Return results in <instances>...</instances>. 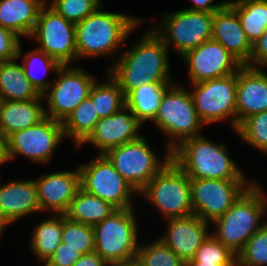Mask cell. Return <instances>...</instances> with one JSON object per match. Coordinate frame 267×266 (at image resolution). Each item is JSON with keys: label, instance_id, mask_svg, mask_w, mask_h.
Masks as SVG:
<instances>
[{"label": "cell", "instance_id": "1", "mask_svg": "<svg viewBox=\"0 0 267 266\" xmlns=\"http://www.w3.org/2000/svg\"><path fill=\"white\" fill-rule=\"evenodd\" d=\"M163 39L151 28L131 43L107 68L126 96L145 83L176 82L172 78L169 52Z\"/></svg>", "mask_w": 267, "mask_h": 266}, {"label": "cell", "instance_id": "2", "mask_svg": "<svg viewBox=\"0 0 267 266\" xmlns=\"http://www.w3.org/2000/svg\"><path fill=\"white\" fill-rule=\"evenodd\" d=\"M101 8L75 24L78 61L89 57H109L115 61L132 32L146 22L144 18Z\"/></svg>", "mask_w": 267, "mask_h": 266}, {"label": "cell", "instance_id": "3", "mask_svg": "<svg viewBox=\"0 0 267 266\" xmlns=\"http://www.w3.org/2000/svg\"><path fill=\"white\" fill-rule=\"evenodd\" d=\"M223 142L205 135L186 139L171 151V160L189 179L251 180L229 155Z\"/></svg>", "mask_w": 267, "mask_h": 266}, {"label": "cell", "instance_id": "4", "mask_svg": "<svg viewBox=\"0 0 267 266\" xmlns=\"http://www.w3.org/2000/svg\"><path fill=\"white\" fill-rule=\"evenodd\" d=\"M262 188L255 180L223 216L211 223L215 228L211 234L236 256L267 222V194Z\"/></svg>", "mask_w": 267, "mask_h": 266}, {"label": "cell", "instance_id": "5", "mask_svg": "<svg viewBox=\"0 0 267 266\" xmlns=\"http://www.w3.org/2000/svg\"><path fill=\"white\" fill-rule=\"evenodd\" d=\"M166 136V147L172 151L186 139L202 135L200 120L188 88L172 83L162 96L158 113L152 121Z\"/></svg>", "mask_w": 267, "mask_h": 266}, {"label": "cell", "instance_id": "6", "mask_svg": "<svg viewBox=\"0 0 267 266\" xmlns=\"http://www.w3.org/2000/svg\"><path fill=\"white\" fill-rule=\"evenodd\" d=\"M134 211V208L116 209L102 222L92 226L95 252L109 265L129 261L137 256L141 241L137 212Z\"/></svg>", "mask_w": 267, "mask_h": 266}, {"label": "cell", "instance_id": "7", "mask_svg": "<svg viewBox=\"0 0 267 266\" xmlns=\"http://www.w3.org/2000/svg\"><path fill=\"white\" fill-rule=\"evenodd\" d=\"M140 196L165 220L193 214L190 179L172 160L146 184Z\"/></svg>", "mask_w": 267, "mask_h": 266}, {"label": "cell", "instance_id": "8", "mask_svg": "<svg viewBox=\"0 0 267 266\" xmlns=\"http://www.w3.org/2000/svg\"><path fill=\"white\" fill-rule=\"evenodd\" d=\"M143 135L139 139L109 149L104 155L118 173L139 193L171 161V151L164 147L160 156ZM159 155V156H158Z\"/></svg>", "mask_w": 267, "mask_h": 266}, {"label": "cell", "instance_id": "9", "mask_svg": "<svg viewBox=\"0 0 267 266\" xmlns=\"http://www.w3.org/2000/svg\"><path fill=\"white\" fill-rule=\"evenodd\" d=\"M159 16L152 29L180 57L212 39L213 13L181 9Z\"/></svg>", "mask_w": 267, "mask_h": 266}, {"label": "cell", "instance_id": "10", "mask_svg": "<svg viewBox=\"0 0 267 266\" xmlns=\"http://www.w3.org/2000/svg\"><path fill=\"white\" fill-rule=\"evenodd\" d=\"M236 84L237 73L190 84L192 90L189 92L196 112L205 126L228 120L232 130L236 131Z\"/></svg>", "mask_w": 267, "mask_h": 266}, {"label": "cell", "instance_id": "11", "mask_svg": "<svg viewBox=\"0 0 267 266\" xmlns=\"http://www.w3.org/2000/svg\"><path fill=\"white\" fill-rule=\"evenodd\" d=\"M80 164L78 168L81 189L109 202L116 209L134 208L133 200L138 193L104 154H96L90 162Z\"/></svg>", "mask_w": 267, "mask_h": 266}, {"label": "cell", "instance_id": "12", "mask_svg": "<svg viewBox=\"0 0 267 266\" xmlns=\"http://www.w3.org/2000/svg\"><path fill=\"white\" fill-rule=\"evenodd\" d=\"M55 77L57 78L43 94L46 101L45 115L63 122L89 96L97 78L78 65H62Z\"/></svg>", "mask_w": 267, "mask_h": 266}, {"label": "cell", "instance_id": "13", "mask_svg": "<svg viewBox=\"0 0 267 266\" xmlns=\"http://www.w3.org/2000/svg\"><path fill=\"white\" fill-rule=\"evenodd\" d=\"M64 139L66 138L62 122L45 116L37 124L7 137L10 162L18 156H23L32 161L31 163L44 166L52 160L55 150Z\"/></svg>", "mask_w": 267, "mask_h": 266}, {"label": "cell", "instance_id": "14", "mask_svg": "<svg viewBox=\"0 0 267 266\" xmlns=\"http://www.w3.org/2000/svg\"><path fill=\"white\" fill-rule=\"evenodd\" d=\"M29 39L35 40L36 48L61 65H72L73 62H77L75 24L57 14L48 5L40 9Z\"/></svg>", "mask_w": 267, "mask_h": 266}, {"label": "cell", "instance_id": "15", "mask_svg": "<svg viewBox=\"0 0 267 266\" xmlns=\"http://www.w3.org/2000/svg\"><path fill=\"white\" fill-rule=\"evenodd\" d=\"M254 180L190 179L193 214L212 223L223 216Z\"/></svg>", "mask_w": 267, "mask_h": 266}, {"label": "cell", "instance_id": "16", "mask_svg": "<svg viewBox=\"0 0 267 266\" xmlns=\"http://www.w3.org/2000/svg\"><path fill=\"white\" fill-rule=\"evenodd\" d=\"M191 84L237 73L242 64L219 42L208 40L180 57Z\"/></svg>", "mask_w": 267, "mask_h": 266}, {"label": "cell", "instance_id": "17", "mask_svg": "<svg viewBox=\"0 0 267 266\" xmlns=\"http://www.w3.org/2000/svg\"><path fill=\"white\" fill-rule=\"evenodd\" d=\"M143 124L125 105L117 113L100 119L90 136L77 148L91 144L98 154H105L109 149L139 139Z\"/></svg>", "mask_w": 267, "mask_h": 266}, {"label": "cell", "instance_id": "18", "mask_svg": "<svg viewBox=\"0 0 267 266\" xmlns=\"http://www.w3.org/2000/svg\"><path fill=\"white\" fill-rule=\"evenodd\" d=\"M41 212L65 214L80 188V170L51 172L35 178Z\"/></svg>", "mask_w": 267, "mask_h": 266}, {"label": "cell", "instance_id": "19", "mask_svg": "<svg viewBox=\"0 0 267 266\" xmlns=\"http://www.w3.org/2000/svg\"><path fill=\"white\" fill-rule=\"evenodd\" d=\"M166 225L158 238L185 263L194 257L212 228L211 223L194 214L167 219Z\"/></svg>", "mask_w": 267, "mask_h": 266}, {"label": "cell", "instance_id": "20", "mask_svg": "<svg viewBox=\"0 0 267 266\" xmlns=\"http://www.w3.org/2000/svg\"><path fill=\"white\" fill-rule=\"evenodd\" d=\"M265 70L242 65L237 71V127L250 115L267 111V73Z\"/></svg>", "mask_w": 267, "mask_h": 266}, {"label": "cell", "instance_id": "21", "mask_svg": "<svg viewBox=\"0 0 267 266\" xmlns=\"http://www.w3.org/2000/svg\"><path fill=\"white\" fill-rule=\"evenodd\" d=\"M39 212L35 179L10 180L0 187V220L7 226Z\"/></svg>", "mask_w": 267, "mask_h": 266}, {"label": "cell", "instance_id": "22", "mask_svg": "<svg viewBox=\"0 0 267 266\" xmlns=\"http://www.w3.org/2000/svg\"><path fill=\"white\" fill-rule=\"evenodd\" d=\"M212 40L221 43L242 65L249 62L252 44L227 3L213 13Z\"/></svg>", "mask_w": 267, "mask_h": 266}, {"label": "cell", "instance_id": "23", "mask_svg": "<svg viewBox=\"0 0 267 266\" xmlns=\"http://www.w3.org/2000/svg\"><path fill=\"white\" fill-rule=\"evenodd\" d=\"M44 98L28 101L0 100V132L8 137L40 122L45 115Z\"/></svg>", "mask_w": 267, "mask_h": 266}, {"label": "cell", "instance_id": "24", "mask_svg": "<svg viewBox=\"0 0 267 266\" xmlns=\"http://www.w3.org/2000/svg\"><path fill=\"white\" fill-rule=\"evenodd\" d=\"M43 6L42 0H0V26L29 38Z\"/></svg>", "mask_w": 267, "mask_h": 266}, {"label": "cell", "instance_id": "25", "mask_svg": "<svg viewBox=\"0 0 267 266\" xmlns=\"http://www.w3.org/2000/svg\"><path fill=\"white\" fill-rule=\"evenodd\" d=\"M41 95L26 78L17 58L0 63V100L28 101Z\"/></svg>", "mask_w": 267, "mask_h": 266}, {"label": "cell", "instance_id": "26", "mask_svg": "<svg viewBox=\"0 0 267 266\" xmlns=\"http://www.w3.org/2000/svg\"><path fill=\"white\" fill-rule=\"evenodd\" d=\"M172 83L142 84L125 96V105L142 124L152 122L158 113L163 94Z\"/></svg>", "mask_w": 267, "mask_h": 266}, {"label": "cell", "instance_id": "27", "mask_svg": "<svg viewBox=\"0 0 267 266\" xmlns=\"http://www.w3.org/2000/svg\"><path fill=\"white\" fill-rule=\"evenodd\" d=\"M21 42L19 43L17 50V59L21 61L26 78L36 89V91L43 95L52 84V81L45 78L49 73H57L62 66L57 60L47 55L44 51L38 48L31 49V51L24 52ZM22 58V59H21ZM40 74V75H39Z\"/></svg>", "mask_w": 267, "mask_h": 266}, {"label": "cell", "instance_id": "28", "mask_svg": "<svg viewBox=\"0 0 267 266\" xmlns=\"http://www.w3.org/2000/svg\"><path fill=\"white\" fill-rule=\"evenodd\" d=\"M32 230L29 245L32 255L44 264L61 243L63 231V214H49Z\"/></svg>", "mask_w": 267, "mask_h": 266}, {"label": "cell", "instance_id": "29", "mask_svg": "<svg viewBox=\"0 0 267 266\" xmlns=\"http://www.w3.org/2000/svg\"><path fill=\"white\" fill-rule=\"evenodd\" d=\"M115 210L109 202L79 188L65 216L70 220L93 226L102 222Z\"/></svg>", "mask_w": 267, "mask_h": 266}, {"label": "cell", "instance_id": "30", "mask_svg": "<svg viewBox=\"0 0 267 266\" xmlns=\"http://www.w3.org/2000/svg\"><path fill=\"white\" fill-rule=\"evenodd\" d=\"M253 44L267 30V0H227Z\"/></svg>", "mask_w": 267, "mask_h": 266}, {"label": "cell", "instance_id": "31", "mask_svg": "<svg viewBox=\"0 0 267 266\" xmlns=\"http://www.w3.org/2000/svg\"><path fill=\"white\" fill-rule=\"evenodd\" d=\"M100 120L89 97L85 98L62 122L65 138L78 148L93 132Z\"/></svg>", "mask_w": 267, "mask_h": 266}, {"label": "cell", "instance_id": "32", "mask_svg": "<svg viewBox=\"0 0 267 266\" xmlns=\"http://www.w3.org/2000/svg\"><path fill=\"white\" fill-rule=\"evenodd\" d=\"M106 79L96 80L89 98L100 119L117 113L125 106V96L119 84L106 72Z\"/></svg>", "mask_w": 267, "mask_h": 266}, {"label": "cell", "instance_id": "33", "mask_svg": "<svg viewBox=\"0 0 267 266\" xmlns=\"http://www.w3.org/2000/svg\"><path fill=\"white\" fill-rule=\"evenodd\" d=\"M236 135L252 148L267 154V111L245 118L237 127Z\"/></svg>", "mask_w": 267, "mask_h": 266}, {"label": "cell", "instance_id": "34", "mask_svg": "<svg viewBox=\"0 0 267 266\" xmlns=\"http://www.w3.org/2000/svg\"><path fill=\"white\" fill-rule=\"evenodd\" d=\"M136 258L142 266H186L159 238L147 244L139 243Z\"/></svg>", "mask_w": 267, "mask_h": 266}, {"label": "cell", "instance_id": "35", "mask_svg": "<svg viewBox=\"0 0 267 266\" xmlns=\"http://www.w3.org/2000/svg\"><path fill=\"white\" fill-rule=\"evenodd\" d=\"M62 242L66 246L77 249L82 254L95 252V237L93 227L70 220L63 214Z\"/></svg>", "mask_w": 267, "mask_h": 266}, {"label": "cell", "instance_id": "36", "mask_svg": "<svg viewBox=\"0 0 267 266\" xmlns=\"http://www.w3.org/2000/svg\"><path fill=\"white\" fill-rule=\"evenodd\" d=\"M237 266H267V222L250 237L237 255Z\"/></svg>", "mask_w": 267, "mask_h": 266}, {"label": "cell", "instance_id": "37", "mask_svg": "<svg viewBox=\"0 0 267 266\" xmlns=\"http://www.w3.org/2000/svg\"><path fill=\"white\" fill-rule=\"evenodd\" d=\"M103 0H52L48 6L66 20L76 24L94 13Z\"/></svg>", "mask_w": 267, "mask_h": 266}, {"label": "cell", "instance_id": "38", "mask_svg": "<svg viewBox=\"0 0 267 266\" xmlns=\"http://www.w3.org/2000/svg\"><path fill=\"white\" fill-rule=\"evenodd\" d=\"M187 262L237 263V256L210 234Z\"/></svg>", "mask_w": 267, "mask_h": 266}, {"label": "cell", "instance_id": "39", "mask_svg": "<svg viewBox=\"0 0 267 266\" xmlns=\"http://www.w3.org/2000/svg\"><path fill=\"white\" fill-rule=\"evenodd\" d=\"M83 254L77 249L70 246H66V243L59 244L55 252L49 257V259L43 264L44 266H73L74 263Z\"/></svg>", "mask_w": 267, "mask_h": 266}, {"label": "cell", "instance_id": "40", "mask_svg": "<svg viewBox=\"0 0 267 266\" xmlns=\"http://www.w3.org/2000/svg\"><path fill=\"white\" fill-rule=\"evenodd\" d=\"M21 38L11 30L0 26V63L17 57Z\"/></svg>", "mask_w": 267, "mask_h": 266}, {"label": "cell", "instance_id": "41", "mask_svg": "<svg viewBox=\"0 0 267 266\" xmlns=\"http://www.w3.org/2000/svg\"><path fill=\"white\" fill-rule=\"evenodd\" d=\"M246 65L267 69V30L252 44V52Z\"/></svg>", "mask_w": 267, "mask_h": 266}, {"label": "cell", "instance_id": "42", "mask_svg": "<svg viewBox=\"0 0 267 266\" xmlns=\"http://www.w3.org/2000/svg\"><path fill=\"white\" fill-rule=\"evenodd\" d=\"M214 0H191V6H187L184 9L192 10V11H204L209 13H214L221 9L226 3V1L221 2H213Z\"/></svg>", "mask_w": 267, "mask_h": 266}, {"label": "cell", "instance_id": "43", "mask_svg": "<svg viewBox=\"0 0 267 266\" xmlns=\"http://www.w3.org/2000/svg\"><path fill=\"white\" fill-rule=\"evenodd\" d=\"M73 266H110L97 252L83 254Z\"/></svg>", "mask_w": 267, "mask_h": 266}, {"label": "cell", "instance_id": "44", "mask_svg": "<svg viewBox=\"0 0 267 266\" xmlns=\"http://www.w3.org/2000/svg\"><path fill=\"white\" fill-rule=\"evenodd\" d=\"M9 161L7 137L0 132V165Z\"/></svg>", "mask_w": 267, "mask_h": 266}, {"label": "cell", "instance_id": "45", "mask_svg": "<svg viewBox=\"0 0 267 266\" xmlns=\"http://www.w3.org/2000/svg\"><path fill=\"white\" fill-rule=\"evenodd\" d=\"M186 266H237V263L186 262Z\"/></svg>", "mask_w": 267, "mask_h": 266}, {"label": "cell", "instance_id": "46", "mask_svg": "<svg viewBox=\"0 0 267 266\" xmlns=\"http://www.w3.org/2000/svg\"><path fill=\"white\" fill-rule=\"evenodd\" d=\"M110 266H142V264L138 261L137 258H135L129 261H123L121 263L113 264Z\"/></svg>", "mask_w": 267, "mask_h": 266}, {"label": "cell", "instance_id": "47", "mask_svg": "<svg viewBox=\"0 0 267 266\" xmlns=\"http://www.w3.org/2000/svg\"><path fill=\"white\" fill-rule=\"evenodd\" d=\"M6 227H8L4 222L0 220V239L3 236V232L6 231Z\"/></svg>", "mask_w": 267, "mask_h": 266}, {"label": "cell", "instance_id": "48", "mask_svg": "<svg viewBox=\"0 0 267 266\" xmlns=\"http://www.w3.org/2000/svg\"><path fill=\"white\" fill-rule=\"evenodd\" d=\"M44 2V5H48L52 0H42Z\"/></svg>", "mask_w": 267, "mask_h": 266}, {"label": "cell", "instance_id": "49", "mask_svg": "<svg viewBox=\"0 0 267 266\" xmlns=\"http://www.w3.org/2000/svg\"><path fill=\"white\" fill-rule=\"evenodd\" d=\"M0 166H1V165H0ZM1 181H2V180H1V176H0V187L3 185V184L1 183Z\"/></svg>", "mask_w": 267, "mask_h": 266}]
</instances>
